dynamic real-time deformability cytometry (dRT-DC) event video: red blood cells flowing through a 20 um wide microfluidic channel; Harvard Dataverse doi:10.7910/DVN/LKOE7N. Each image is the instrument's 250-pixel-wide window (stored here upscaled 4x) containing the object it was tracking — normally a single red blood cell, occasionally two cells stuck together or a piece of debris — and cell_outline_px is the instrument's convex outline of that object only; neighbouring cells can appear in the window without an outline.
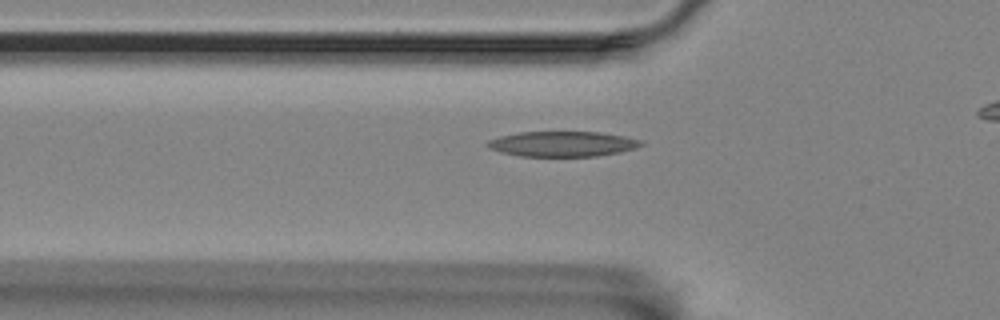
{"species": "Egyptian fruit bat (a non-hibernating species)", "species_latin": "Rousettus aegyptiacus", "temperature_condition": "room temperature", "stored_images_in_passage": 45, "camera_frame_rate_fps": 3000, "um_per_image_px": 0.085, "animal": {"sex": "female"}, "frame": {"image": 1, "passage_image": 14, "time_ms": 4.333, "image_size_px": [1000, 320], "cell_outline_px": [[644, 144], [636, 148], [620, 152], [596, 156], [520, 156], [500, 152], [488, 148], [484, 144], [488, 140], [500, 136], [516, 132], [600, 132], [624, 136], [644, 140]], "centroid_in_image_um": [47.8, 12.23], "position_along_channel_um": 78.0, "area_um2": 22.77}}
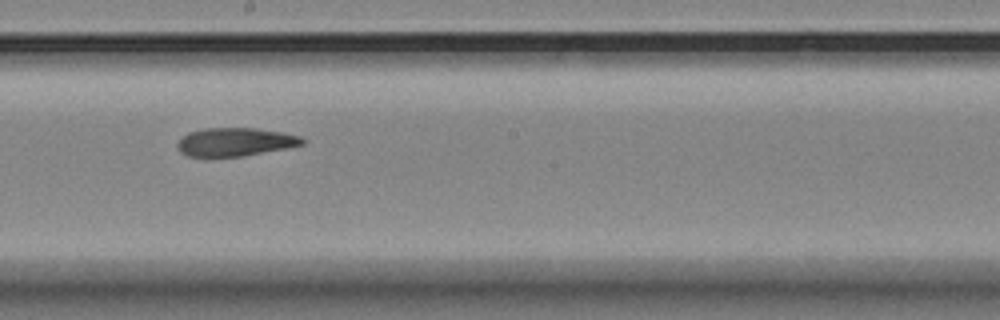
{"frame": {"image": 2, "passage_image": 27, "time_ms": 8.667, "image_size_px": [1000, 320], "cell_outline_px": [[304, 144], [284, 148], [240, 156], [188, 156], [180, 152], [176, 144], [188, 132], [204, 128], [256, 128], [280, 132], [300, 136], [304, 140]], "centroid_in_image_um": [19.95, 12.05], "position_along_channel_um": 228.2, "area_um2": 20.23}}
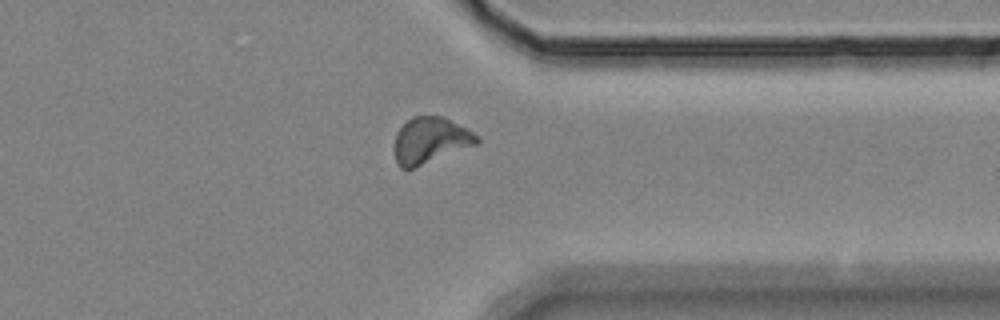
{"frame": {"image": 3, "passage_image": 40, "time_ms": 13.0, "image_size_px": [1000, 320], "cell_outline_px": [[480, 144], [412, 168], [400, 168], [396, 164], [396, 132], [412, 116], [444, 116], [480, 136]], "centroid_in_image_um": [36.63, 11.92], "position_along_channel_um": 374.8, "area_um2": 22.08}}